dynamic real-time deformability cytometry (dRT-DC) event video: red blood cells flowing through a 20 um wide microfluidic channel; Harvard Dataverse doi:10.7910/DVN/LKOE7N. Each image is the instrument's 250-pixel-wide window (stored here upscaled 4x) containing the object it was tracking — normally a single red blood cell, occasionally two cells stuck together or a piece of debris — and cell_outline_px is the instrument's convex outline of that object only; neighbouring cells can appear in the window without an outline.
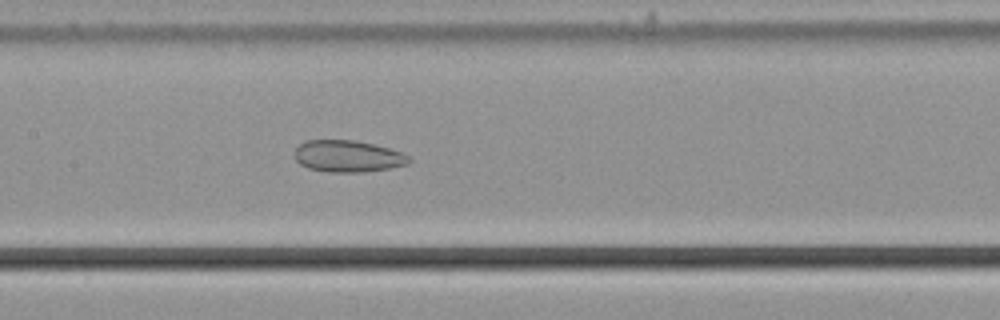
{"species": "common noctule bat (a hibernating species)", "species_latin": "Nyctalus noctula", "temperature_condition": "cold", "stored_images_in_passage": 51, "camera_frame_rate_fps": 3000, "um_per_image_px": 0.085, "animal": {"sex": "male", "body_mass_g": 21.5, "forearm_length_mm": 52.0}, "frame": {"image": 1, "passage_image": 23, "time_ms": 7.333, "image_size_px": [1000, 320], "cell_outline_px": [[412, 160], [408, 164], [388, 168], [364, 172], [328, 172], [308, 168], [300, 164], [296, 160], [296, 148], [300, 144], [308, 140], [356, 140], [388, 148], [400, 152], [408, 156]], "centroid_in_image_um": [29.56, 13.28], "position_along_channel_um": 177.8, "area_um2": 20.98}}
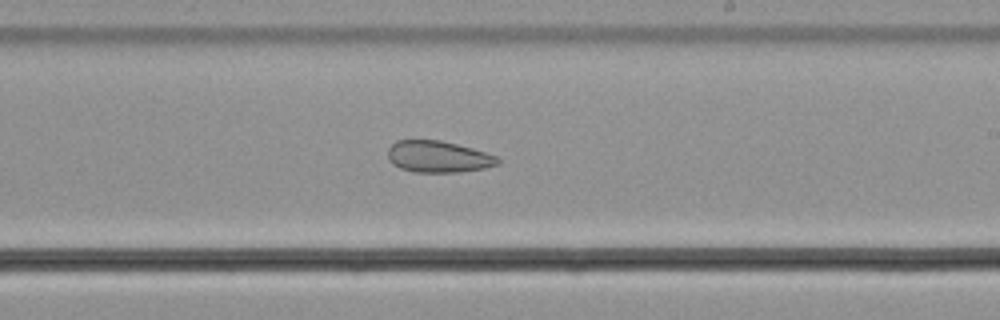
{"frame": {"image": 2, "passage_image": 29, "time_ms": 9.333, "image_size_px": [1000, 320], "cell_outline_px": [[500, 164], [484, 168], [460, 172], [412, 172], [400, 168], [392, 164], [388, 160], [388, 148], [396, 140], [440, 140], [472, 148], [496, 156], [500, 160]], "centroid_in_image_um": [37.22, 13.32], "position_along_channel_um": 251.8, "area_um2": 20.29}}
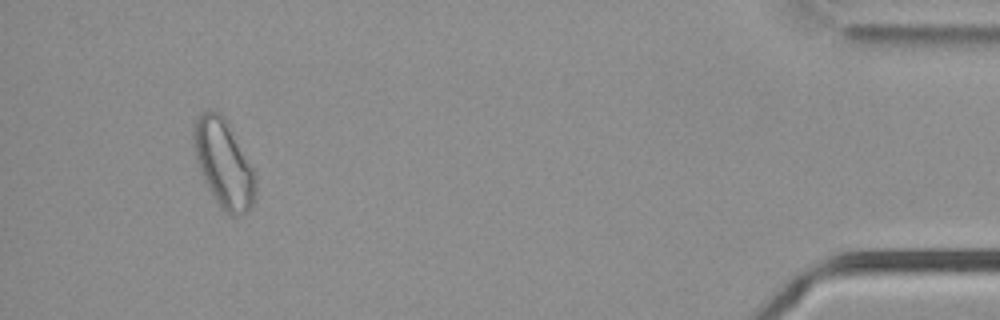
{"frame": {"image": 3, "passage_image": 48, "time_ms": 15.667, "image_size_px": [1000, 320], "cell_outline_px": [[256, 196], [252, 208], [248, 212], [240, 216], [228, 216], [212, 196], [200, 172], [196, 160], [192, 144], [192, 128], [200, 112], [208, 108], [220, 112], [228, 120], [256, 172]], "centroid_in_image_um": [19.03, 13.88], "position_along_channel_um": 416.2, "area_um2": 32.89}, "authors_computed_cell_mechanics": {"area_um2": 26.4724, "velocity_mm_per_s": 3.7119, "shape_relaxation_time_tau1_ms": null, "shape_relaxation_time_tau2_ms": 8.0903, "deformation_change_tau1": null, "deformation_change_tau2": 0.1478}}